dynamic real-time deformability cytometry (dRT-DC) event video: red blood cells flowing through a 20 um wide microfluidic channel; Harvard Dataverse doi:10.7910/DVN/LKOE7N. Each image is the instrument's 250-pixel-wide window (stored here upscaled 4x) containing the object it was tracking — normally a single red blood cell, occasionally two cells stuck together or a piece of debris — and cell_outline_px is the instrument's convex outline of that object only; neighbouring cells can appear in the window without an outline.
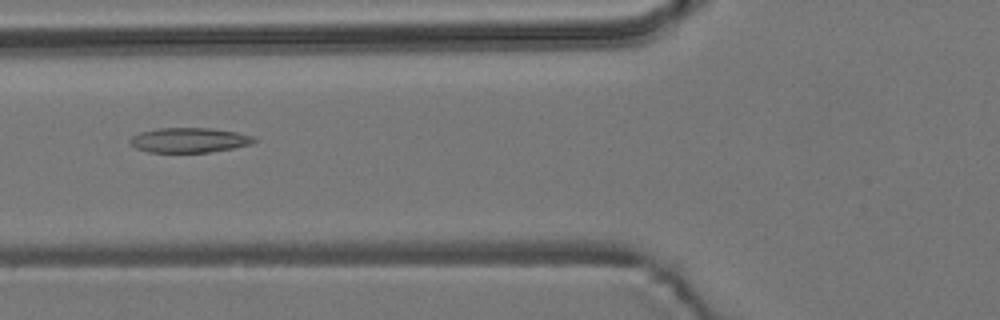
{"species": "common noctule bat (a hibernating species)", "species_latin": "Nyctalus noctula", "temperature_condition": "room temperature", "stored_images_in_passage": 4, "camera_frame_rate_fps": 3000, "um_per_image_px": 0.085, "animal": {"sex": "male", "body_mass_g": 19.2, "forearm_length_mm": 51.8}, "frame": {"image": 1, "passage_image": 2, "time_ms": 1.333, "image_size_px": [1000, 320], "cell_outline_px": [[256, 140], [248, 144], [232, 148], [208, 152], [148, 152], [136, 148], [128, 140], [132, 136], [140, 132], [160, 128], [212, 128], [236, 132], [252, 136]], "centroid_in_image_um": [16.04, 11.9], "position_along_channel_um": 109.8, "area_um2": 17.69}}
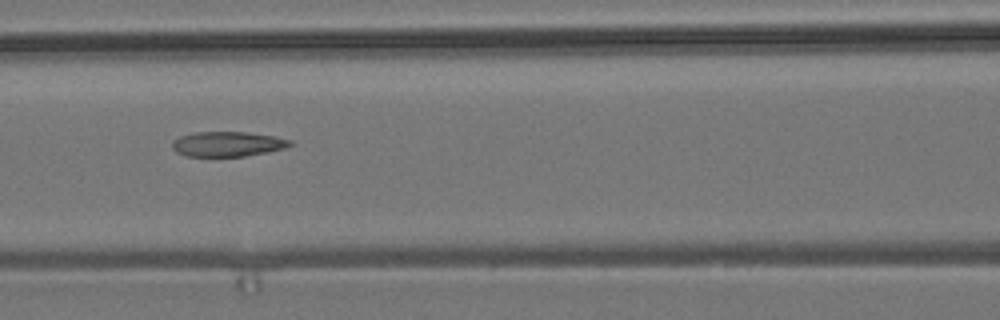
{"frame": {"image": 2, "passage_image": 3, "time_ms": 2.333, "image_size_px": [1000, 320], "cell_outline_px": [[292, 144], [284, 148], [268, 152], [244, 156], [188, 156], [176, 152], [172, 148], [172, 140], [180, 136], [196, 132], [244, 132], [272, 136], [292, 140]], "centroid_in_image_um": [19.32, 12.24], "position_along_channel_um": 147.3, "area_um2": 16.99}}
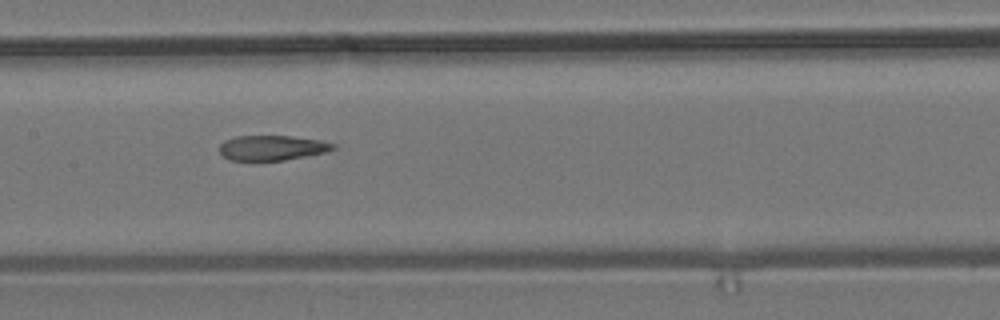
{"frame": {"image": 3, "passage_image": 4, "time_ms": 3.333, "image_size_px": [1000, 320], "cell_outline_px": [[336, 148], [324, 152], [284, 160], [228, 160], [220, 152], [220, 144], [224, 140], [236, 136], [292, 136], [316, 140], [336, 144]], "centroid_in_image_um": [23.08, 12.56], "position_along_channel_um": 184.3, "area_um2": 16.3}}